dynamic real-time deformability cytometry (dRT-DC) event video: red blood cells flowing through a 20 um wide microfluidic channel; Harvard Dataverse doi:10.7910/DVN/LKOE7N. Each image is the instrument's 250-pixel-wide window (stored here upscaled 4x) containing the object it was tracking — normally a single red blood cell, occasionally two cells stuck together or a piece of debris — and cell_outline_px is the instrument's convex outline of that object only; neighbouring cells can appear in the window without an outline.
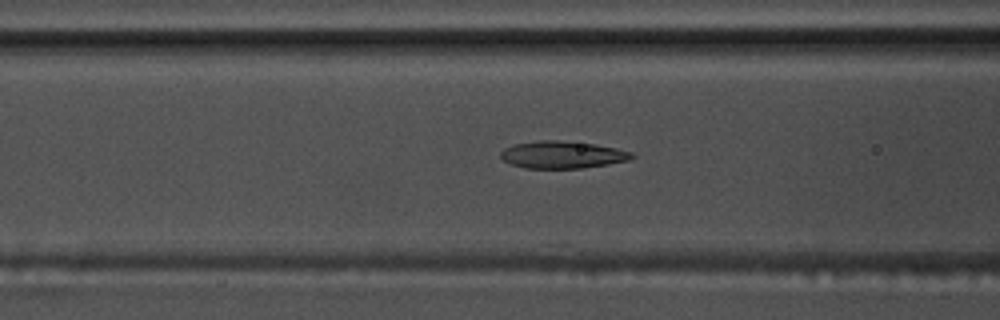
{"species": "common noctule bat (a hibernating species)", "species_latin": "Nyctalus noctula", "temperature_condition": "warm", "stored_images_in_passage": 40, "camera_frame_rate_fps": 3000, "um_per_image_px": 0.085, "animal": {"sex": "male", "body_mass_g": 17.5, "forearm_length_mm": 52.3}, "frame": {"image": 1, "passage_image": 7, "time_ms": 2.0, "image_size_px": [1000, 320], "cell_outline_px": [[636, 156], [628, 160], [608, 164], [580, 168], [524, 168], [512, 164], [504, 160], [500, 156], [500, 152], [504, 148], [516, 144], [540, 140], [556, 140], [596, 144], [616, 148], [632, 152]], "centroid_in_image_um": [47.81, 13.15], "position_along_channel_um": 118.8, "area_um2": 20.69}}
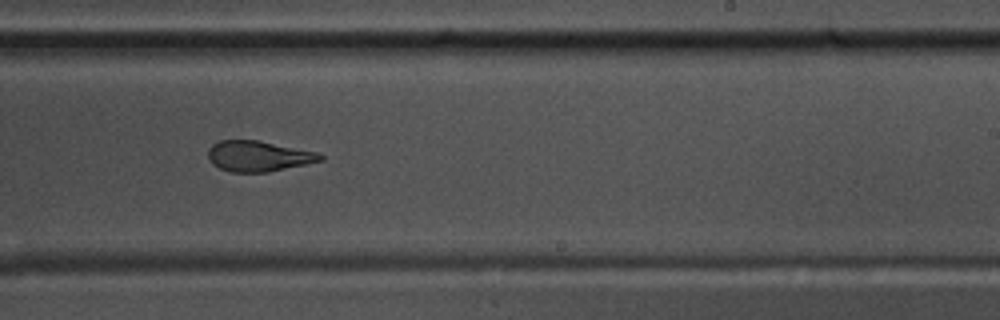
{"frame": {"image": 2, "passage_image": 19, "time_ms": 6.0, "image_size_px": [1000, 320], "cell_outline_px": [[324, 160], [268, 172], [228, 172], [212, 164], [208, 156], [208, 148], [212, 144], [220, 140], [256, 140], [316, 152], [324, 156]], "centroid_in_image_um": [21.93, 13.28], "position_along_channel_um": 267.1, "area_um2": 19.88}}
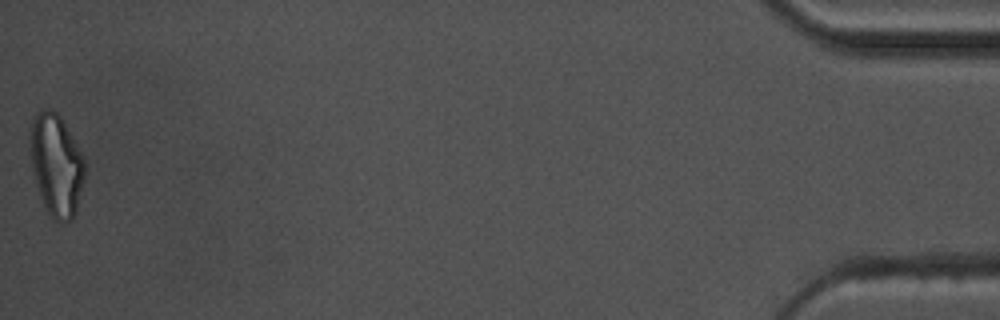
{"frame": {"image": 3, "passage_image": 40, "time_ms": 13.0, "image_size_px": [1000, 320], "cell_outline_px": [[84, 176], [76, 212], [72, 220], [64, 224], [52, 220], [44, 204], [36, 184], [32, 168], [28, 148], [28, 128], [32, 116], [40, 108], [48, 108], [56, 112], [60, 116], [80, 152], [84, 160]], "centroid_in_image_um": [4.72, 13.99], "position_along_channel_um": 430.5, "area_um2": 32.89}, "authors_computed_cell_mechanics": {"area_um2": 20.9525, "velocity_mm_per_s": 3.7199, "shape_relaxation_time_tau1_ms": 4.9959, "shape_relaxation_time_tau2_ms": 1.759, "deformation_change_tau1": 0.1934, "deformation_change_tau2": 0.1055}}